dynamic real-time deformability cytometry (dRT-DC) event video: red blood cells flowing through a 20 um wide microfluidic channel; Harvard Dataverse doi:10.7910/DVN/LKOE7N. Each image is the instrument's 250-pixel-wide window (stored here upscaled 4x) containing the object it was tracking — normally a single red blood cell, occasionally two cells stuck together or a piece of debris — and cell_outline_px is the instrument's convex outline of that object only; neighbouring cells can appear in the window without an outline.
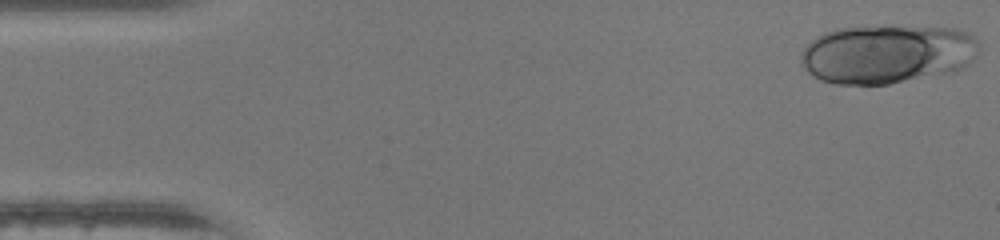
{"species": "human", "species_latin": "Homo sapiens", "temperature_condition": "warm", "stored_images_in_passage": 46, "camera_frame_rate_fps": 3000, "um_per_image_px": 0.085, "donor": {"sex": "female"}, "frame": {"image": 1, "passage_image": 1, "time_ms": 0.0, "image_size_px": [1000, 240], "cell_outline_px": [[980, 52], [964, 68], [956, 72], [888, 84], [836, 84], [820, 80], [812, 76], [800, 64], [800, 52], [816, 36], [824, 32], [840, 28], [956, 28], [968, 32], [976, 36], [980, 44]], "centroid_in_image_um": [75.44, 4.62], "position_along_channel_um": 9.6, "area_um2": 61.21}}
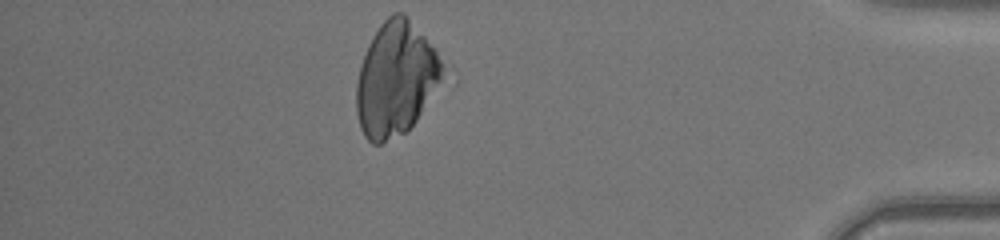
{"frame": {"image": 2, "passage_image": 40, "time_ms": 13.0, "image_size_px": [1000, 240], "cell_outline_px": [[444, 68], [440, 80], [416, 120], [404, 132], [380, 144], [372, 144], [364, 136], [360, 128], [356, 112], [356, 84], [360, 68], [368, 44], [372, 36], [380, 24], [392, 12], [404, 12], [436, 48]], "centroid_in_image_um": [33.61, 6.68], "position_along_channel_um": 401.6, "area_um2": 56.82}}